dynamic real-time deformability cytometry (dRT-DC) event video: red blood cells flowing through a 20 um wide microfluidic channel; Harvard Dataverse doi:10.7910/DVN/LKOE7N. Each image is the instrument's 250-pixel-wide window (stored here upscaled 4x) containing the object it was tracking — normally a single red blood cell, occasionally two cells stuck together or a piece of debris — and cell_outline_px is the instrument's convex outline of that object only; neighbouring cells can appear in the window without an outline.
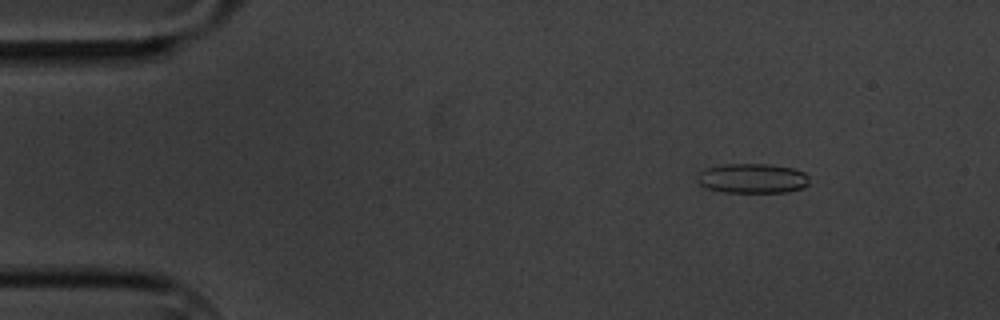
{"species": "common noctule bat (a hibernating species)", "species_latin": "Nyctalus noctula", "temperature_condition": "cold", "stored_images_in_passage": 5, "camera_frame_rate_fps": 3000, "um_per_image_px": 0.085, "animal": {"sex": "male", "body_mass_g": 20.1, "forearm_length_mm": 53.5}, "frame": {"image": 1, "passage_image": 3, "time_ms": 2.333, "image_size_px": [1000, 320], "cell_outline_px": [[808, 184], [804, 188], [788, 192], [724, 192], [708, 188], [700, 184], [696, 180], [696, 176], [704, 168], [724, 164], [768, 164], [792, 168], [804, 172], [808, 176]], "centroid_in_image_um": [63.95, 15.16], "position_along_channel_um": 21.1, "area_um2": 19.48}}
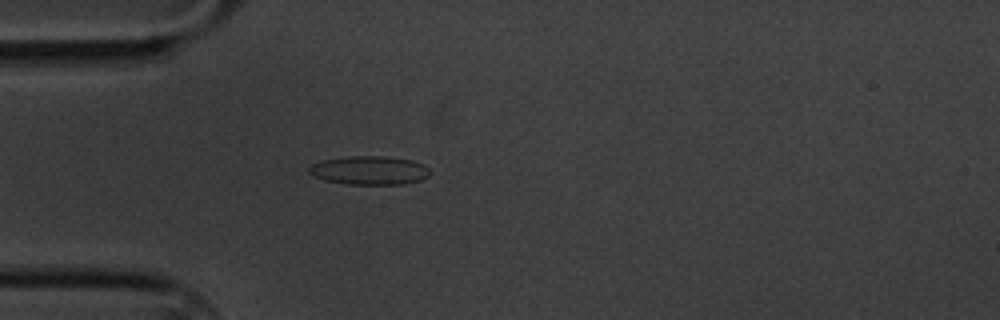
{"frame": {"image": 2, "passage_image": 5, "time_ms": 5.333, "image_size_px": [1000, 320], "cell_outline_px": [[432, 172], [428, 176], [420, 180], [404, 184], [348, 184], [324, 180], [312, 176], [308, 172], [308, 168], [312, 164], [320, 160], [348, 156], [384, 156], [412, 160], [424, 164]], "centroid_in_image_um": [31.39, 14.47], "position_along_channel_um": 53.6, "area_um2": 20.4}}